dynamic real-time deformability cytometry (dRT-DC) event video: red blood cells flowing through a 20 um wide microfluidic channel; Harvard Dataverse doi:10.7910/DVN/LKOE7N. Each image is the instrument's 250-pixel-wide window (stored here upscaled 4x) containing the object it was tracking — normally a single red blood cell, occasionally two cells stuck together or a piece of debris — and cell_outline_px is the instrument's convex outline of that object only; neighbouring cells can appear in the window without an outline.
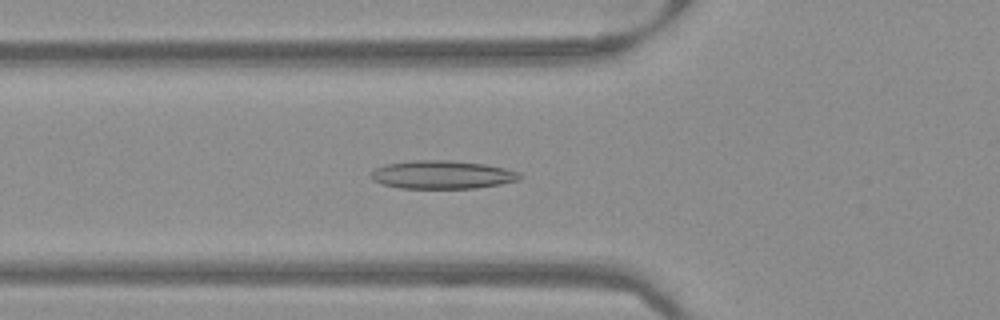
{"species": "Egyptian fruit bat (a non-hibernating species)", "species_latin": "Rousettus aegyptiacus", "temperature_condition": "warm", "stored_images_in_passage": 52, "camera_frame_rate_fps": 3000, "um_per_image_px": 0.085, "frame": {"image": 1, "passage_image": 19, "time_ms": 6.0, "image_size_px": [1000, 320], "cell_outline_px": [[524, 176], [520, 180], [500, 184], [476, 188], [400, 188], [384, 184], [372, 180], [372, 172], [376, 168], [384, 164], [412, 160], [448, 160], [484, 164], [504, 168], [520, 172]], "centroid_in_image_um": [37.62, 14.84], "position_along_channel_um": 88.2, "area_um2": 24.51}}
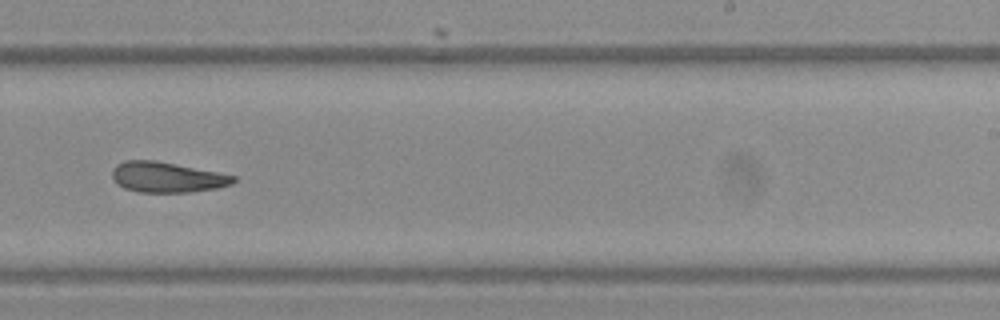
{"frame": {"image": 2, "passage_image": 33, "time_ms": 10.667, "image_size_px": [1000, 320], "cell_outline_px": [[236, 180], [232, 184], [216, 188], [188, 192], [136, 192], [124, 188], [112, 176], [112, 168], [116, 164], [124, 160], [156, 160], [236, 176]], "centroid_in_image_um": [14.17, 15.05], "position_along_channel_um": 274.8, "area_um2": 21.33}}
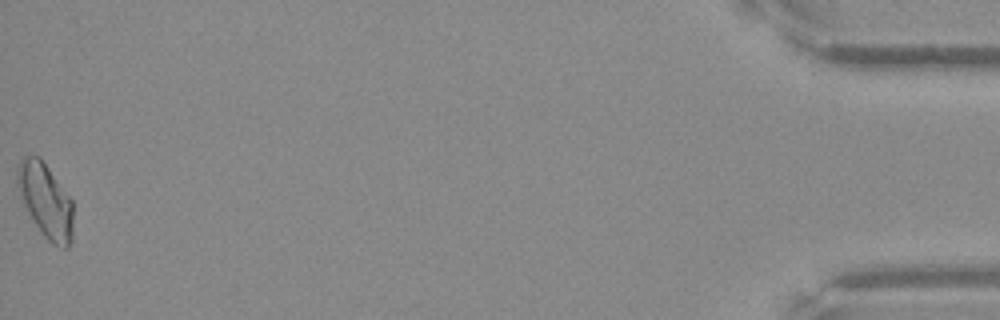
{"frame": {"image": 3, "passage_image": 52, "time_ms": 17.0, "image_size_px": [1000, 320], "cell_outline_px": [[72, 240], [68, 248], [64, 248], [52, 244], [44, 236], [28, 212], [16, 184], [16, 168], [20, 160], [24, 156], [40, 156], [72, 200]], "centroid_in_image_um": [3.87, 17.03], "position_along_channel_um": 431.3, "area_um2": 23.99}}